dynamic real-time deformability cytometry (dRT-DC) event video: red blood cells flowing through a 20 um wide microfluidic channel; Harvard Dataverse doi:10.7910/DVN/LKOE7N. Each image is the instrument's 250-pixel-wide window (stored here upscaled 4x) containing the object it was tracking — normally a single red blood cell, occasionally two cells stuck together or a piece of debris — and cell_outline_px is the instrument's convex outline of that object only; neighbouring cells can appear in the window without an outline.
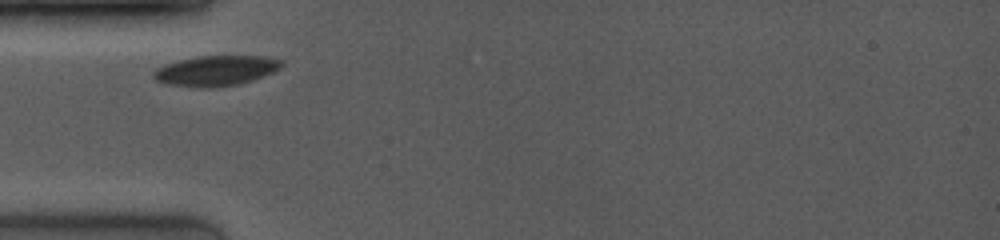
{"species": "common noctule bat (a hibernating species)", "species_latin": "Nyctalus noctula", "temperature_condition": "room temperature", "stored_images_in_passage": 2, "camera_frame_rate_fps": 4000, "um_per_image_px": 0.085, "animal": {"sex": "female", "body_mass_g": 19.0, "forearm_length_mm": 53.3}, "frame": {"image": 1, "passage_image": 1, "time_ms": 0.0, "image_size_px": [1000, 240], "cell_outline_px": [[284, 64], [280, 68], [272, 72], [252, 80], [240, 84], [216, 88], [196, 88], [168, 84], [156, 80], [152, 76], [152, 72], [156, 68], [164, 64], [196, 56], [260, 56], [284, 60]], "centroid_in_image_um": [18.32, 6.02], "position_along_channel_um": 66.7, "area_um2": 22.77}}